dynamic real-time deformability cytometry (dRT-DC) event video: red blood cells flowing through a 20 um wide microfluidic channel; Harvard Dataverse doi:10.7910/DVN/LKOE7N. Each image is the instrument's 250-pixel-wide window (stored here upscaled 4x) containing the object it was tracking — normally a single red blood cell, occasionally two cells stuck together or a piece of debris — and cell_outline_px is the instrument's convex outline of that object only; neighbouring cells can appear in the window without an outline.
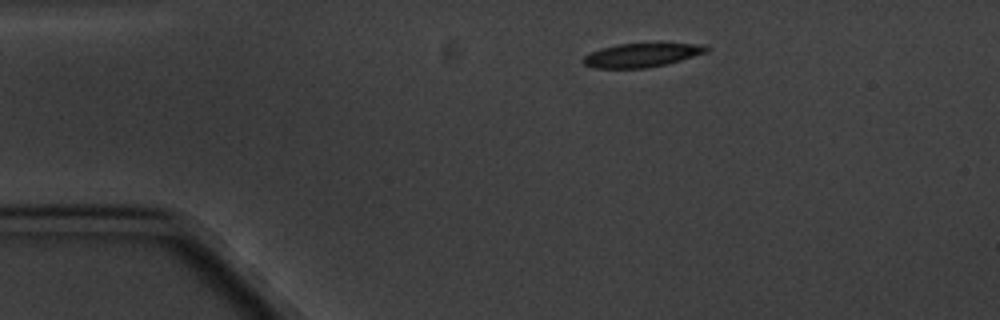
{"species": "common noctule bat (a hibernating species)", "species_latin": "Nyctalus noctula", "temperature_condition": "cold", "stored_images_in_passage": 6, "camera_frame_rate_fps": 3000, "um_per_image_px": 0.085, "animal": {"sex": "male", "body_mass_g": 20.1, "forearm_length_mm": 53.5}, "frame": {"image": 1, "passage_image": 1, "time_ms": 0.0, "image_size_px": [1000, 320], "cell_outline_px": [[712, 48], [708, 52], [668, 64], [648, 68], [596, 68], [584, 64], [580, 60], [584, 56], [592, 52], [616, 44], [660, 40], [708, 44]], "centroid_in_image_um": [54.72, 4.62], "position_along_channel_um": 30.3, "area_um2": 18.44}}
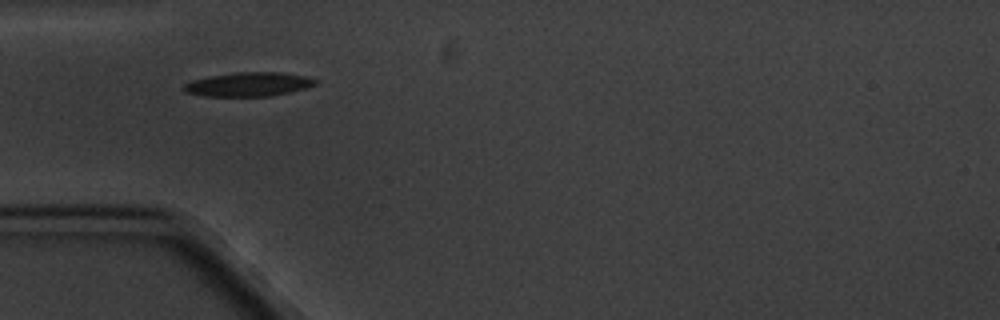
{"frame": {"image": 2, "passage_image": 3, "time_ms": 2.333, "image_size_px": [1000, 320], "cell_outline_px": [[316, 84], [304, 88], [272, 96], [204, 96], [184, 92], [180, 88], [184, 84], [192, 80], [208, 76], [236, 72], [284, 72], [308, 76], [316, 80]], "centroid_in_image_um": [21.08, 7.16], "position_along_channel_um": 63.9, "area_um2": 18.55}}